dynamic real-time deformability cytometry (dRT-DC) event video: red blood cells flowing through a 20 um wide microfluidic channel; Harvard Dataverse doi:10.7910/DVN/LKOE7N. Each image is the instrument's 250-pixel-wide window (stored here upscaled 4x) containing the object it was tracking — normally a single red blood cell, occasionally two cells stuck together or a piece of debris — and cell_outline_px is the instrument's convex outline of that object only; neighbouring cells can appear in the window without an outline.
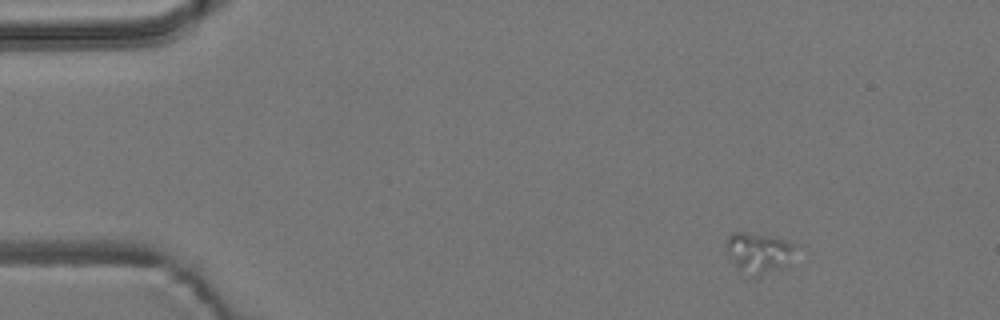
{"species": "common noctule bat (a hibernating species)", "species_latin": "Nyctalus noctula", "temperature_condition": "room temperature", "stored_images_in_passage": 56, "camera_frame_rate_fps": 3000, "um_per_image_px": 0.085, "animal": {"sex": "male", "body_mass_g": 19.2, "forearm_length_mm": 51.8}, "frame": {"image": 1, "passage_image": 6, "time_ms": 1.667, "image_size_px": [1000, 320], "cell_outline_px": [[796, 244], [788, 264], [780, 268], [760, 276], [748, 276], [736, 264], [728, 248], [728, 236], [732, 232], [744, 232], [776, 236]], "centroid_in_image_um": [64.55, 21.45], "position_along_channel_um": 20.4, "area_um2": 15.84}}
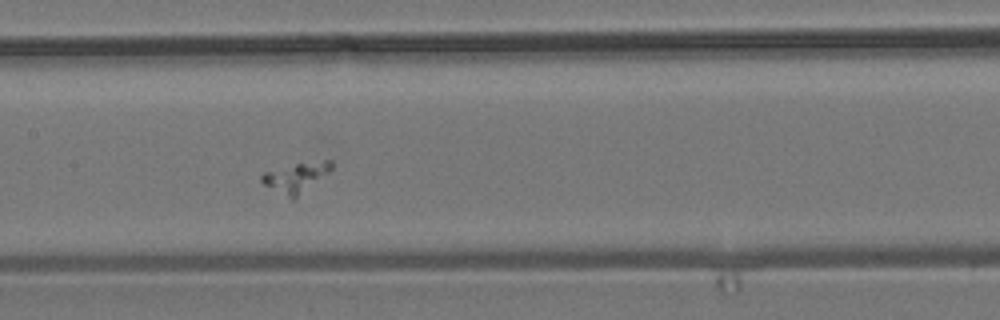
{"frame": {"image": 2, "passage_image": 27, "time_ms": 8.667, "image_size_px": [1000, 320], "cell_outline_px": [[332, 168], [328, 172], [292, 200], [264, 184], [260, 180], [260, 176], [264, 172], [296, 164], [324, 160], [332, 160]], "centroid_in_image_um": [25.13, 15.07], "position_along_channel_um": 182.3, "area_um2": 11.5}}
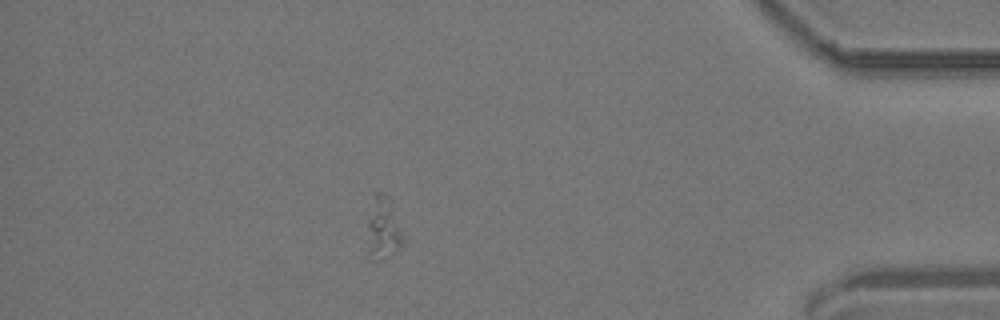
{"frame": {"image": 3, "passage_image": 49, "time_ms": 16.0, "image_size_px": [1000, 320], "cell_outline_px": [[404, 236], [400, 244], [384, 260], [368, 260], [368, 220], [376, 192], [384, 192]], "centroid_in_image_um": [32.52, 19.5], "position_along_channel_um": 402.7, "area_um2": 12.2}}